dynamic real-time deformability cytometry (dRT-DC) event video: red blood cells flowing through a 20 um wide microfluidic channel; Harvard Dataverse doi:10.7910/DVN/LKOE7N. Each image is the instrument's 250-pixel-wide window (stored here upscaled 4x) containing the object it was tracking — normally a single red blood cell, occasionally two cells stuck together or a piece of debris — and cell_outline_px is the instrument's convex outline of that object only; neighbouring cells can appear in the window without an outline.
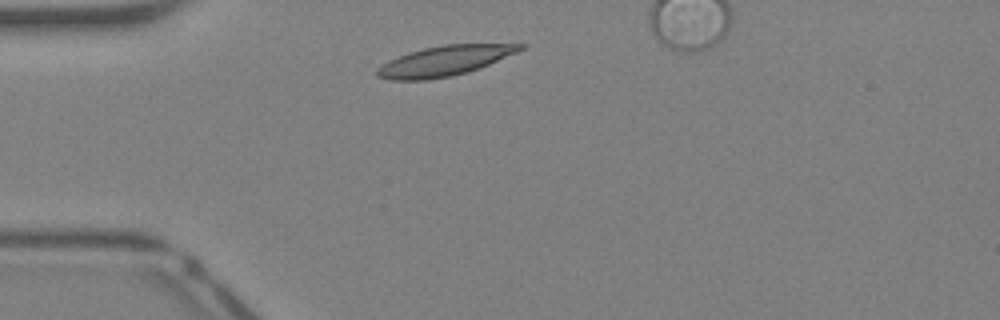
{"species": "Egyptian fruit bat (a non-hibernating species)", "species_latin": "Rousettus aegyptiacus", "temperature_condition": "warm", "stored_images_in_passage": 27, "camera_frame_rate_fps": 3000, "um_per_image_px": 0.085, "animal": {"sex": "female"}, "frame": {"image": 1, "passage_image": 1, "time_ms": 0.0, "image_size_px": [1000, 320], "cell_outline_px": [[528, 44], [524, 48], [516, 52], [488, 64], [452, 76], [424, 80], [388, 80], [376, 76], [376, 68], [388, 60], [408, 52], [424, 48], [444, 44]], "centroid_in_image_um": [37.7, 5.17], "position_along_channel_um": 47.3, "area_um2": 24.74}}
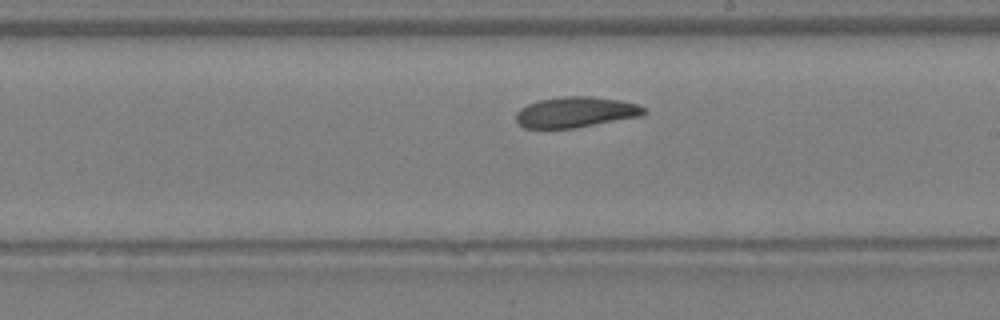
{"frame": {"image": 2, "passage_image": 14, "time_ms": 4.333, "image_size_px": [1000, 320], "cell_outline_px": [[648, 112], [640, 116], [572, 128], [524, 128], [516, 120], [516, 112], [520, 108], [528, 104], [540, 100], [564, 96], [592, 96], [620, 100], [636, 104], [648, 108]], "centroid_in_image_um": [48.95, 9.52], "position_along_channel_um": 240.1, "area_um2": 22.72}}
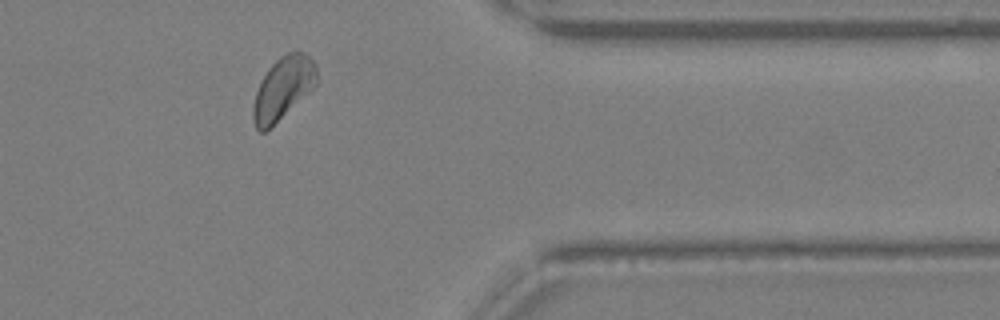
{"frame": {"image": 3, "passage_image": 24, "time_ms": 7.667, "image_size_px": [1000, 320], "cell_outline_px": [[316, 84], [308, 92], [264, 132], [260, 132], [256, 128], [252, 116], [252, 108], [256, 92], [268, 68], [280, 56], [296, 48], [304, 52], [316, 64]], "centroid_in_image_um": [24.05, 7.44], "position_along_channel_um": 387.4, "area_um2": 22.66}, "authors_computed_cell_mechanics": {"area_um2": 23.5246, "velocity_mm_per_s": 4.8912, "shape_relaxation_time_tau1_ms": 5.7724, "shape_relaxation_time_tau2_ms": 2.8792, "deformation_change_tau1": 0.1403, "deformation_change_tau2": 0.0813}}